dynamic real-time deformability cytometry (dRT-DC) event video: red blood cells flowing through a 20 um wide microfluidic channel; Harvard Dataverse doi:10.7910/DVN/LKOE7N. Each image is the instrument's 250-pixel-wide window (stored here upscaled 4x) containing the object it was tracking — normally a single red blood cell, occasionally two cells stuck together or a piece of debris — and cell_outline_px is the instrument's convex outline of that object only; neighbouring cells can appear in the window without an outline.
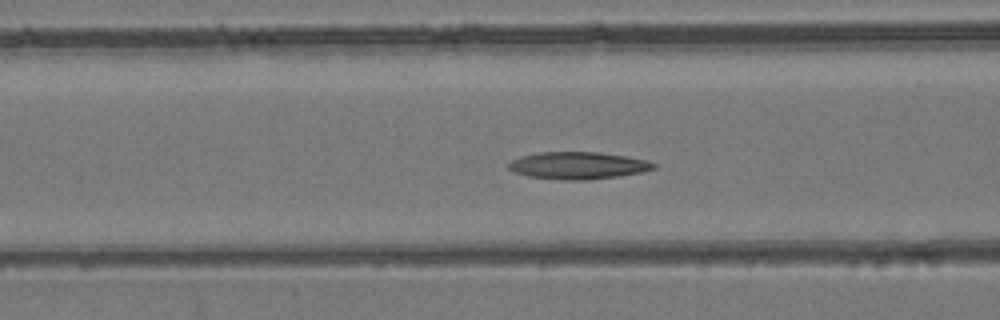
{"species": "common noctule bat (a hibernating species)", "species_latin": "Nyctalus noctula", "temperature_condition": "room temperature", "stored_images_in_passage": 49, "camera_frame_rate_fps": 3000, "um_per_image_px": 0.085, "animal": {"sex": "female", "body_mass_g": 24.6, "forearm_length_mm": 56.2}, "frame": {"image": 1, "passage_image": 20, "time_ms": 6.333, "image_size_px": [1000, 320], "cell_outline_px": [[656, 168], [640, 172], [620, 176], [588, 180], [560, 180], [528, 176], [516, 172], [508, 168], [508, 164], [512, 160], [520, 156], [540, 152], [600, 152], [648, 160], [656, 164]], "centroid_in_image_um": [49.14, 14.07], "position_along_channel_um": 117.5, "area_um2": 23.0}}
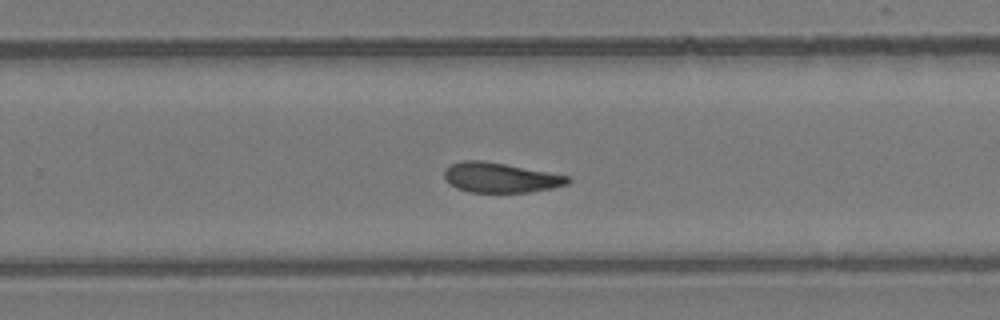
{"frame": {"image": 2, "passage_image": 32, "time_ms": 10.333, "image_size_px": [1000, 320], "cell_outline_px": [[572, 180], [568, 184], [552, 188], [528, 192], [468, 192], [456, 188], [448, 184], [444, 180], [444, 168], [460, 160], [484, 160], [572, 176]], "centroid_in_image_um": [42.52, 15.09], "position_along_channel_um": 287.3, "area_um2": 21.91}}
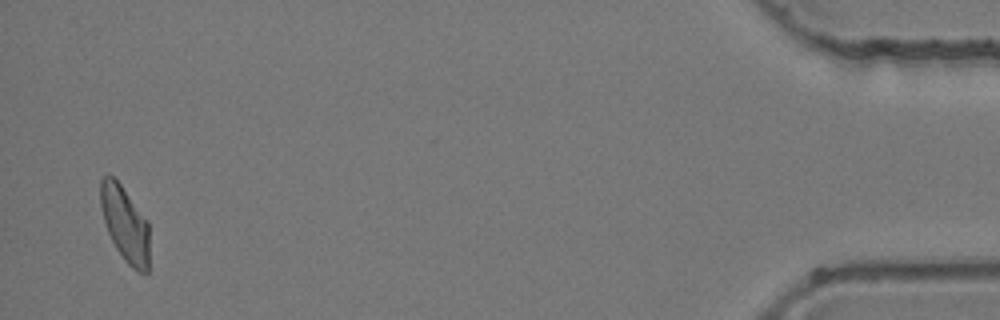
{"frame": {"image": 3, "passage_image": 48, "time_ms": 15.667, "image_size_px": [1000, 320], "cell_outline_px": [[148, 272], [144, 276], [136, 272], [124, 260], [116, 248], [108, 232], [104, 220], [100, 204], [100, 180], [108, 172], [120, 184], [148, 220]], "centroid_in_image_um": [10.63, 19.05], "position_along_channel_um": 424.6, "area_um2": 21.56}}